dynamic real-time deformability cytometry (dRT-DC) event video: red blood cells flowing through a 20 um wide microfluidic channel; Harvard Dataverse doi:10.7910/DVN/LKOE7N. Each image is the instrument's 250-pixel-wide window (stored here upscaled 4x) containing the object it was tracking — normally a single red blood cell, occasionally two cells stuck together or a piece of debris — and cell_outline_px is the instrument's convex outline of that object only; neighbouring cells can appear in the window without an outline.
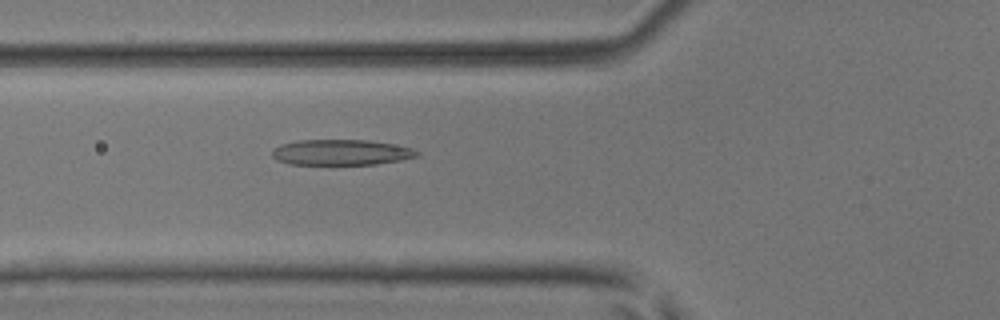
{"species": "common noctule bat (a hibernating species)", "species_latin": "Nyctalus noctula", "temperature_condition": "room temperature", "stored_images_in_passage": 6, "camera_frame_rate_fps": 3000, "um_per_image_px": 0.085, "animal": {"sex": "male", "body_mass_g": 17.9, "forearm_length_mm": 54.2}, "frame": {"image": 1, "passage_image": 6, "time_ms": 1.667, "image_size_px": [1000, 320], "cell_outline_px": [[420, 156], [400, 160], [376, 164], [288, 164], [276, 160], [272, 156], [272, 148], [280, 144], [300, 140], [368, 140], [412, 148], [420, 152]], "centroid_in_image_um": [28.97, 12.95], "position_along_channel_um": 96.8, "area_um2": 21.62}}